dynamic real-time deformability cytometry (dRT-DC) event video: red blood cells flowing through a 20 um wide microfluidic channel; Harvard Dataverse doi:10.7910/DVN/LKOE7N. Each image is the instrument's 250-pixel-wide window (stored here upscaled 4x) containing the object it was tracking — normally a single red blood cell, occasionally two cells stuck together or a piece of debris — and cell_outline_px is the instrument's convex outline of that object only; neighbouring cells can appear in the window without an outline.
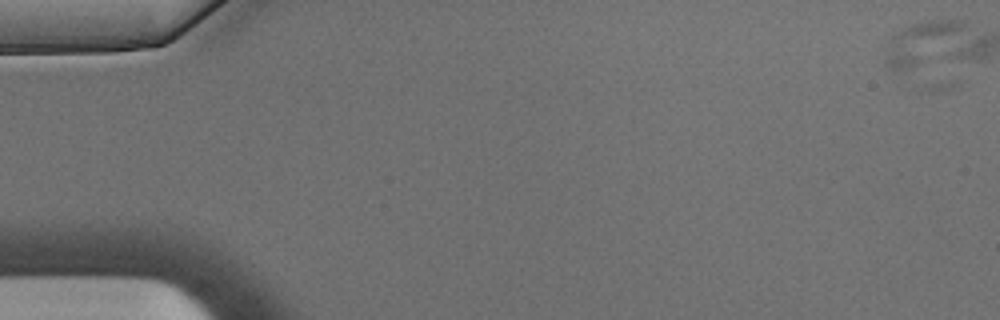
{"species": "Egyptian fruit bat (a non-hibernating species)", "species_latin": "Rousettus aegyptiacus", "temperature_condition": "warm", "stored_images_in_passage": 58, "camera_frame_rate_fps": 3000, "um_per_image_px": 0.085, "animal": {"sex": "male"}, "frame": {"image": 1, "passage_image": 1, "time_ms": 0.0, "image_size_px": [1000, 320], "cell_outline_px": [[964, 32], [916, 64], [908, 68], [888, 68], [884, 64], [884, 48], [892, 36], [904, 28], [912, 24], [928, 20], [960, 20], [964, 24]], "centroid_in_image_um": [78.19, 3.56], "position_along_channel_um": 6.8, "area_um2": 17.69}}